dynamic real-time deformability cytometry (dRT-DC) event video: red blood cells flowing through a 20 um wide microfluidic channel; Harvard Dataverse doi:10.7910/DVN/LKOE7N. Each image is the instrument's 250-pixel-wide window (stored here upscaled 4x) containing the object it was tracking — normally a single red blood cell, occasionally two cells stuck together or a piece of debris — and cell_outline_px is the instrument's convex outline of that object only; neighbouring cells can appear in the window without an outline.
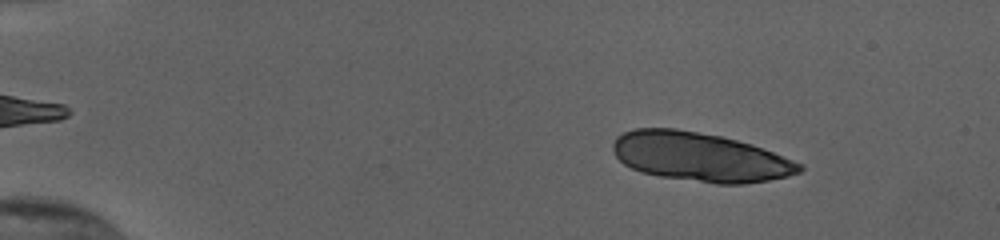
{"species": "human", "species_latin": "Homo sapiens", "temperature_condition": "cold", "stored_images_in_passage": 52, "segment_of_instrument_passage": [1, 2], "camera_frame_rate_fps": 3000, "um_per_image_px": 0.085, "donor": {"sex": "female"}, "frame": {"image": 1, "passage_image": 7, "time_ms": 2.0, "image_size_px": [1000, 240], "cell_outline_px": [[804, 168], [800, 172], [788, 176], [768, 180], [744, 184], [716, 184], [660, 176], [640, 172], [624, 164], [616, 156], [612, 148], [612, 144], [616, 136], [624, 132], [636, 128], [676, 128], [720, 136], [752, 144], [804, 164]], "centroid_in_image_um": [59.5, 13.34], "position_along_channel_um": 25.5, "area_um2": 53.29}}